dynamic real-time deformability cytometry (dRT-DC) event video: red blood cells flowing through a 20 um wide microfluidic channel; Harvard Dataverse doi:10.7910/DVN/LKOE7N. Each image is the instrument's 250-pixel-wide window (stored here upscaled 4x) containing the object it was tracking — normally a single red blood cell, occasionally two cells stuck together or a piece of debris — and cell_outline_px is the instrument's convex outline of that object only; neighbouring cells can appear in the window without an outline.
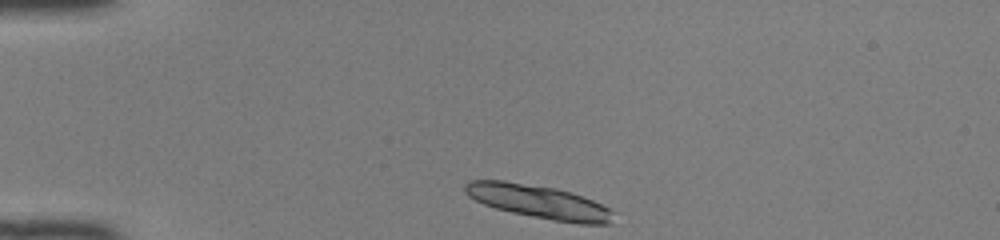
{"species": "common noctule bat (a hibernating species)", "species_latin": "Nyctalus noctula", "temperature_condition": "room temperature", "stored_images_in_passage": 13, "segment_of_instrument_passage": [1, 2], "camera_frame_rate_fps": 3000, "um_per_image_px": 0.085, "animal": {"sex": "female", "body_mass_g": 22.0, "forearm_length_mm": 56.7}, "frame": {"image": 1, "passage_image": 1, "time_ms": 0.0, "image_size_px": [1000, 240], "cell_outline_px": [[612, 224], [576, 224], [552, 220], [512, 212], [496, 208], [484, 204], [468, 196], [464, 192], [464, 184], [468, 180], [504, 180], [556, 188], [592, 200], [608, 208], [612, 212]], "centroid_in_image_um": [45.75, 17.14], "position_along_channel_um": 39.2, "area_um2": 28.73}}